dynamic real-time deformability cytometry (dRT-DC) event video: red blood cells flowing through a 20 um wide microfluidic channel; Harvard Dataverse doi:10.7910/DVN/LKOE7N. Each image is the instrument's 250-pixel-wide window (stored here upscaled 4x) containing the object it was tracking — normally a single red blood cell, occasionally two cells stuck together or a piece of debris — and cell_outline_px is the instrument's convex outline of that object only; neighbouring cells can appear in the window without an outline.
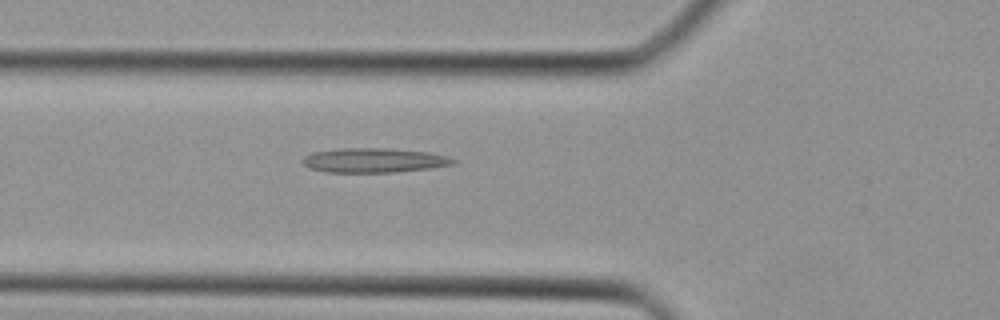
{"species": "Egyptian fruit bat (a non-hibernating species)", "species_latin": "Rousettus aegyptiacus", "temperature_condition": "cold", "stored_images_in_passage": 39, "camera_frame_rate_fps": 3000, "um_per_image_px": 0.085, "animal": {"sex": "female"}, "frame": {"image": 1, "passage_image": 14, "time_ms": 4.333, "image_size_px": [1000, 320], "cell_outline_px": [[456, 164], [428, 168], [396, 172], [324, 172], [308, 168], [304, 164], [304, 156], [312, 152], [340, 148], [388, 148], [428, 152], [444, 156], [456, 160]], "centroid_in_image_um": [31.75, 13.62], "position_along_channel_um": 94.0, "area_um2": 21.39}}
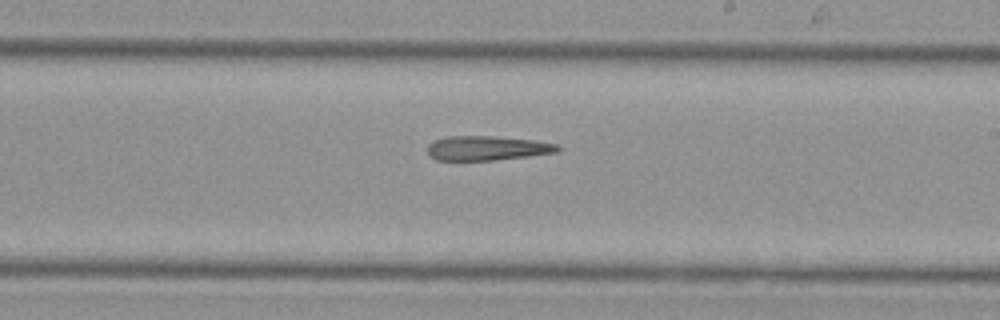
{"frame": {"image": 2, "passage_image": 23, "time_ms": 7.333, "image_size_px": [1000, 320], "cell_outline_px": [[560, 148], [556, 152], [492, 160], [436, 160], [428, 156], [428, 144], [436, 140], [448, 136], [496, 136], [532, 140], [556, 144]], "centroid_in_image_um": [41.33, 12.59], "position_along_channel_um": 247.7, "area_um2": 18.26}}
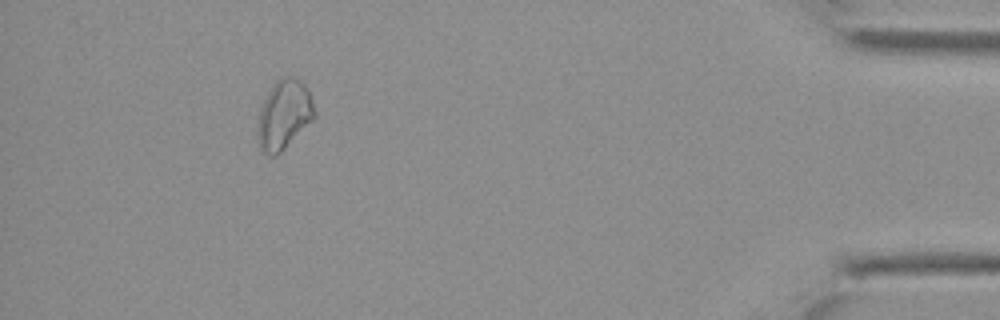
{"frame": {"image": 3, "passage_image": 36, "time_ms": 11.667, "image_size_px": [1000, 320], "cell_outline_px": [[316, 116], [276, 156], [272, 156], [260, 152], [256, 136], [256, 128], [260, 108], [272, 84], [280, 76], [292, 76], [300, 80], [308, 88], [316, 112]], "centroid_in_image_um": [24.11, 9.74], "position_along_channel_um": 411.1, "area_um2": 23.24}}